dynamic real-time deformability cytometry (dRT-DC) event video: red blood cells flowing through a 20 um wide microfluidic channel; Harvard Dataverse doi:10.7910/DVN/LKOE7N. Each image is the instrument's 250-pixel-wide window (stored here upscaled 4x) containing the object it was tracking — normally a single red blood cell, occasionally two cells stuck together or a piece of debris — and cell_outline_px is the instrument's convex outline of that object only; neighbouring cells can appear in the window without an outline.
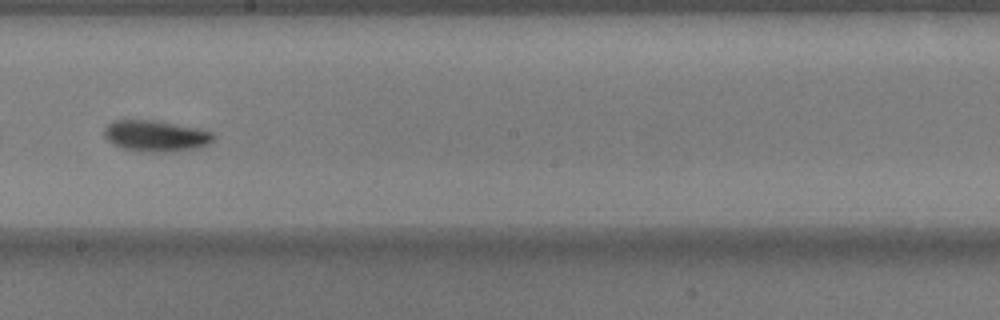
{"species": "common noctule bat (a hibernating species)", "species_latin": "Nyctalus noctula", "temperature_condition": "warm", "stored_images_in_passage": 43, "segment_of_instrument_passage": [2, 2], "camera_frame_rate_fps": 3000, "um_per_image_px": 0.085, "animal": {"sex": "male", "body_mass_g": 17.9}, "frame": {"image": 1, "passage_image": 30, "time_ms": 9.667, "image_size_px": [1000, 320], "cell_outline_px": [[216, 136], [208, 144], [200, 148], [172, 152], [148, 152], [120, 148], [112, 144], [104, 136], [104, 128], [112, 120], [152, 120], [200, 128], [212, 132]], "centroid_in_image_um": [13.25, 11.56], "position_along_channel_um": 235.0, "area_um2": 20.11}}
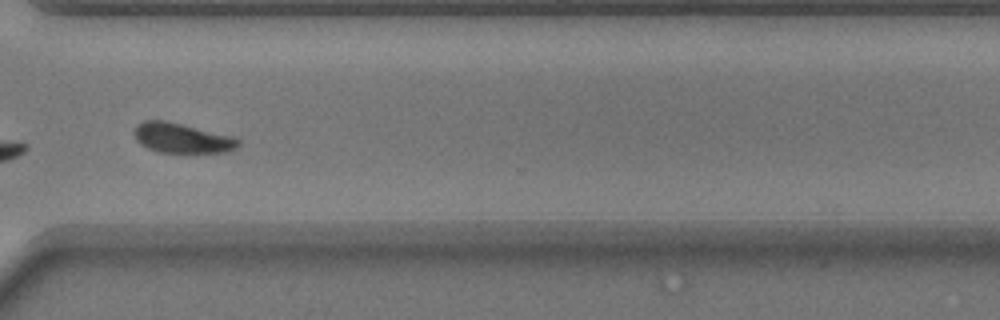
{"frame": {"image": 2, "passage_image": 39, "time_ms": 12.667, "image_size_px": [1000, 320], "cell_outline_px": [[240, 144], [236, 148], [228, 152], [188, 156], [156, 152], [140, 144], [136, 140], [136, 124], [144, 120], [164, 120], [232, 136], [240, 140]], "centroid_in_image_um": [15.51, 11.81], "position_along_channel_um": 355.1, "area_um2": 18.96}}